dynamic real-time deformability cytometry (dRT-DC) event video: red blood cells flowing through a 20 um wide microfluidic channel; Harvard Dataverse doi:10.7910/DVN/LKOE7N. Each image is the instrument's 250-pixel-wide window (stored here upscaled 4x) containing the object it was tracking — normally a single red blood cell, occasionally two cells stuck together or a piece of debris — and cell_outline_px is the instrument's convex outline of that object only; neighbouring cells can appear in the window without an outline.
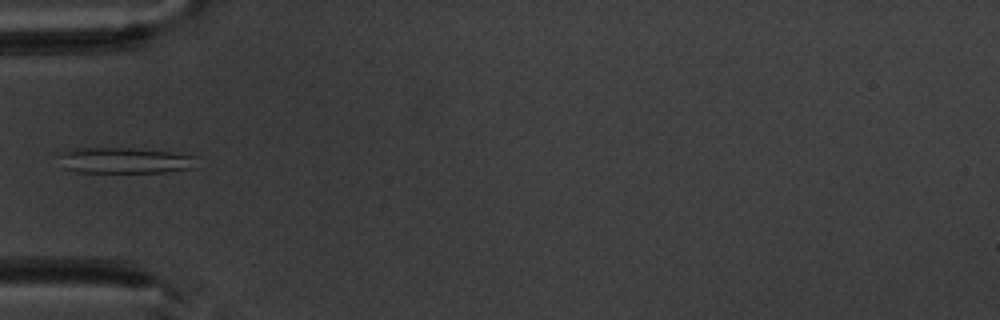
{"species": "common noctule bat (a hibernating species)", "species_latin": "Nyctalus noctula", "temperature_condition": "warm", "stored_images_in_passage": 6, "camera_frame_rate_fps": 3000, "um_per_image_px": 0.085, "animal": {"sex": "male", "body_mass_g": 20.1, "forearm_length_mm": 53.5}, "frame": {"image": 1, "passage_image": 5, "time_ms": 4.667, "image_size_px": [1000, 320], "cell_outline_px": [[196, 168], [164, 172], [80, 172], [64, 168], [56, 152], [76, 148], [132, 148], [172, 152], [196, 156]], "centroid_in_image_um": [10.59, 13.63], "position_along_channel_um": 74.4, "area_um2": 20.98}}
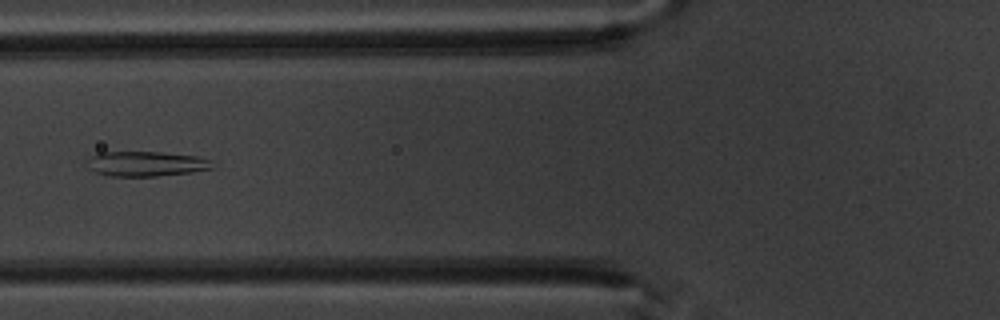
{"frame": {"image": 2, "passage_image": 6, "time_ms": 5.667, "image_size_px": [1000, 320], "cell_outline_px": [[216, 168], [192, 172], [156, 176], [112, 176], [96, 172], [88, 168], [92, 156], [100, 152], [160, 152], [196, 156], [212, 160]], "centroid_in_image_um": [12.51, 13.92], "position_along_channel_um": 113.3, "area_um2": 18.09}}